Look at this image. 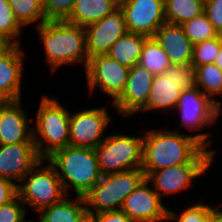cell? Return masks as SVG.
<instances>
[{
    "label": "cell",
    "instance_id": "obj_1",
    "mask_svg": "<svg viewBox=\"0 0 222 222\" xmlns=\"http://www.w3.org/2000/svg\"><path fill=\"white\" fill-rule=\"evenodd\" d=\"M189 134V135H188ZM205 147L190 133L178 130L148 129L143 134L141 169L150 172L169 166L191 163Z\"/></svg>",
    "mask_w": 222,
    "mask_h": 222
},
{
    "label": "cell",
    "instance_id": "obj_2",
    "mask_svg": "<svg viewBox=\"0 0 222 222\" xmlns=\"http://www.w3.org/2000/svg\"><path fill=\"white\" fill-rule=\"evenodd\" d=\"M51 73L65 65L88 64L84 27L65 20L45 21L35 28Z\"/></svg>",
    "mask_w": 222,
    "mask_h": 222
},
{
    "label": "cell",
    "instance_id": "obj_3",
    "mask_svg": "<svg viewBox=\"0 0 222 222\" xmlns=\"http://www.w3.org/2000/svg\"><path fill=\"white\" fill-rule=\"evenodd\" d=\"M55 168L66 195L84 197L99 181L102 174L94 148L66 146L46 158Z\"/></svg>",
    "mask_w": 222,
    "mask_h": 222
},
{
    "label": "cell",
    "instance_id": "obj_4",
    "mask_svg": "<svg viewBox=\"0 0 222 222\" xmlns=\"http://www.w3.org/2000/svg\"><path fill=\"white\" fill-rule=\"evenodd\" d=\"M36 121L32 125L33 141L38 156L46 159L53 152L69 146L70 112L56 98L41 97Z\"/></svg>",
    "mask_w": 222,
    "mask_h": 222
},
{
    "label": "cell",
    "instance_id": "obj_5",
    "mask_svg": "<svg viewBox=\"0 0 222 222\" xmlns=\"http://www.w3.org/2000/svg\"><path fill=\"white\" fill-rule=\"evenodd\" d=\"M17 192L27 212L30 208L36 213L67 196L55 168L46 159H40L21 180Z\"/></svg>",
    "mask_w": 222,
    "mask_h": 222
},
{
    "label": "cell",
    "instance_id": "obj_6",
    "mask_svg": "<svg viewBox=\"0 0 222 222\" xmlns=\"http://www.w3.org/2000/svg\"><path fill=\"white\" fill-rule=\"evenodd\" d=\"M146 178L141 168L102 175L84 196L88 213L119 211L125 198Z\"/></svg>",
    "mask_w": 222,
    "mask_h": 222
},
{
    "label": "cell",
    "instance_id": "obj_7",
    "mask_svg": "<svg viewBox=\"0 0 222 222\" xmlns=\"http://www.w3.org/2000/svg\"><path fill=\"white\" fill-rule=\"evenodd\" d=\"M195 87L192 64L170 65L163 74L155 75L146 104L137 112L173 113L183 90ZM157 110V111H156Z\"/></svg>",
    "mask_w": 222,
    "mask_h": 222
},
{
    "label": "cell",
    "instance_id": "obj_8",
    "mask_svg": "<svg viewBox=\"0 0 222 222\" xmlns=\"http://www.w3.org/2000/svg\"><path fill=\"white\" fill-rule=\"evenodd\" d=\"M174 111L179 113L178 117H180V124L178 123L177 129L174 130L178 131L183 127L187 131H194L191 135L205 148L210 149L214 141L210 138L211 132L199 133V131L207 126L217 127V120L221 117L219 107L195 86L182 91ZM197 131L198 133L195 134Z\"/></svg>",
    "mask_w": 222,
    "mask_h": 222
},
{
    "label": "cell",
    "instance_id": "obj_9",
    "mask_svg": "<svg viewBox=\"0 0 222 222\" xmlns=\"http://www.w3.org/2000/svg\"><path fill=\"white\" fill-rule=\"evenodd\" d=\"M216 150L205 148L191 163L169 166L150 172L146 179L163 200V196H171L193 187V180L201 178L215 163ZM214 161V162H213Z\"/></svg>",
    "mask_w": 222,
    "mask_h": 222
},
{
    "label": "cell",
    "instance_id": "obj_10",
    "mask_svg": "<svg viewBox=\"0 0 222 222\" xmlns=\"http://www.w3.org/2000/svg\"><path fill=\"white\" fill-rule=\"evenodd\" d=\"M95 151L102 175L141 168L143 136L107 134Z\"/></svg>",
    "mask_w": 222,
    "mask_h": 222
},
{
    "label": "cell",
    "instance_id": "obj_11",
    "mask_svg": "<svg viewBox=\"0 0 222 222\" xmlns=\"http://www.w3.org/2000/svg\"><path fill=\"white\" fill-rule=\"evenodd\" d=\"M129 69L107 54L89 58L84 70L89 95H93L96 88L105 95H109L113 103L125 88Z\"/></svg>",
    "mask_w": 222,
    "mask_h": 222
},
{
    "label": "cell",
    "instance_id": "obj_12",
    "mask_svg": "<svg viewBox=\"0 0 222 222\" xmlns=\"http://www.w3.org/2000/svg\"><path fill=\"white\" fill-rule=\"evenodd\" d=\"M107 109L102 106L70 112L69 145L95 149L107 137L104 132L112 119Z\"/></svg>",
    "mask_w": 222,
    "mask_h": 222
},
{
    "label": "cell",
    "instance_id": "obj_13",
    "mask_svg": "<svg viewBox=\"0 0 222 222\" xmlns=\"http://www.w3.org/2000/svg\"><path fill=\"white\" fill-rule=\"evenodd\" d=\"M129 32L153 37L166 23L164 0H126L119 5Z\"/></svg>",
    "mask_w": 222,
    "mask_h": 222
},
{
    "label": "cell",
    "instance_id": "obj_14",
    "mask_svg": "<svg viewBox=\"0 0 222 222\" xmlns=\"http://www.w3.org/2000/svg\"><path fill=\"white\" fill-rule=\"evenodd\" d=\"M145 178L124 200L121 211L137 222H166L168 207Z\"/></svg>",
    "mask_w": 222,
    "mask_h": 222
},
{
    "label": "cell",
    "instance_id": "obj_15",
    "mask_svg": "<svg viewBox=\"0 0 222 222\" xmlns=\"http://www.w3.org/2000/svg\"><path fill=\"white\" fill-rule=\"evenodd\" d=\"M88 58L108 53L110 47L128 30L123 11L118 8L102 20L84 27Z\"/></svg>",
    "mask_w": 222,
    "mask_h": 222
},
{
    "label": "cell",
    "instance_id": "obj_16",
    "mask_svg": "<svg viewBox=\"0 0 222 222\" xmlns=\"http://www.w3.org/2000/svg\"><path fill=\"white\" fill-rule=\"evenodd\" d=\"M155 75L139 64L129 69L128 79L121 95L111 103L114 111L129 118L146 104Z\"/></svg>",
    "mask_w": 222,
    "mask_h": 222
},
{
    "label": "cell",
    "instance_id": "obj_17",
    "mask_svg": "<svg viewBox=\"0 0 222 222\" xmlns=\"http://www.w3.org/2000/svg\"><path fill=\"white\" fill-rule=\"evenodd\" d=\"M22 45H6L0 50V102L23 99L22 79L25 52Z\"/></svg>",
    "mask_w": 222,
    "mask_h": 222
},
{
    "label": "cell",
    "instance_id": "obj_18",
    "mask_svg": "<svg viewBox=\"0 0 222 222\" xmlns=\"http://www.w3.org/2000/svg\"><path fill=\"white\" fill-rule=\"evenodd\" d=\"M21 100L0 102V145L34 143L32 121Z\"/></svg>",
    "mask_w": 222,
    "mask_h": 222
},
{
    "label": "cell",
    "instance_id": "obj_19",
    "mask_svg": "<svg viewBox=\"0 0 222 222\" xmlns=\"http://www.w3.org/2000/svg\"><path fill=\"white\" fill-rule=\"evenodd\" d=\"M40 159L35 143L0 145V177L18 186Z\"/></svg>",
    "mask_w": 222,
    "mask_h": 222
},
{
    "label": "cell",
    "instance_id": "obj_20",
    "mask_svg": "<svg viewBox=\"0 0 222 222\" xmlns=\"http://www.w3.org/2000/svg\"><path fill=\"white\" fill-rule=\"evenodd\" d=\"M153 37L167 54L171 65L191 64L193 44L181 25L165 23Z\"/></svg>",
    "mask_w": 222,
    "mask_h": 222
},
{
    "label": "cell",
    "instance_id": "obj_21",
    "mask_svg": "<svg viewBox=\"0 0 222 222\" xmlns=\"http://www.w3.org/2000/svg\"><path fill=\"white\" fill-rule=\"evenodd\" d=\"M119 8L115 0H75L73 9L65 21L85 27L102 20Z\"/></svg>",
    "mask_w": 222,
    "mask_h": 222
},
{
    "label": "cell",
    "instance_id": "obj_22",
    "mask_svg": "<svg viewBox=\"0 0 222 222\" xmlns=\"http://www.w3.org/2000/svg\"><path fill=\"white\" fill-rule=\"evenodd\" d=\"M70 195L61 201L43 208L38 214L39 222H79L87 212L84 197Z\"/></svg>",
    "mask_w": 222,
    "mask_h": 222
},
{
    "label": "cell",
    "instance_id": "obj_23",
    "mask_svg": "<svg viewBox=\"0 0 222 222\" xmlns=\"http://www.w3.org/2000/svg\"><path fill=\"white\" fill-rule=\"evenodd\" d=\"M147 38L145 35L127 31L110 47L107 55L121 65L131 68L138 64Z\"/></svg>",
    "mask_w": 222,
    "mask_h": 222
},
{
    "label": "cell",
    "instance_id": "obj_24",
    "mask_svg": "<svg viewBox=\"0 0 222 222\" xmlns=\"http://www.w3.org/2000/svg\"><path fill=\"white\" fill-rule=\"evenodd\" d=\"M195 86L219 108L222 106L217 98L222 95V70L216 64L195 67Z\"/></svg>",
    "mask_w": 222,
    "mask_h": 222
},
{
    "label": "cell",
    "instance_id": "obj_25",
    "mask_svg": "<svg viewBox=\"0 0 222 222\" xmlns=\"http://www.w3.org/2000/svg\"><path fill=\"white\" fill-rule=\"evenodd\" d=\"M205 0H164L166 23L182 25L204 12Z\"/></svg>",
    "mask_w": 222,
    "mask_h": 222
},
{
    "label": "cell",
    "instance_id": "obj_26",
    "mask_svg": "<svg viewBox=\"0 0 222 222\" xmlns=\"http://www.w3.org/2000/svg\"><path fill=\"white\" fill-rule=\"evenodd\" d=\"M138 64L153 75L163 74L171 65L167 54L154 37L145 40Z\"/></svg>",
    "mask_w": 222,
    "mask_h": 222
},
{
    "label": "cell",
    "instance_id": "obj_27",
    "mask_svg": "<svg viewBox=\"0 0 222 222\" xmlns=\"http://www.w3.org/2000/svg\"><path fill=\"white\" fill-rule=\"evenodd\" d=\"M8 3L23 27L35 23L37 28L47 21L43 12V0H8Z\"/></svg>",
    "mask_w": 222,
    "mask_h": 222
},
{
    "label": "cell",
    "instance_id": "obj_28",
    "mask_svg": "<svg viewBox=\"0 0 222 222\" xmlns=\"http://www.w3.org/2000/svg\"><path fill=\"white\" fill-rule=\"evenodd\" d=\"M22 29L8 0H0V40L6 45H21Z\"/></svg>",
    "mask_w": 222,
    "mask_h": 222
},
{
    "label": "cell",
    "instance_id": "obj_29",
    "mask_svg": "<svg viewBox=\"0 0 222 222\" xmlns=\"http://www.w3.org/2000/svg\"><path fill=\"white\" fill-rule=\"evenodd\" d=\"M181 26L193 45L219 36L205 12L183 23Z\"/></svg>",
    "mask_w": 222,
    "mask_h": 222
},
{
    "label": "cell",
    "instance_id": "obj_30",
    "mask_svg": "<svg viewBox=\"0 0 222 222\" xmlns=\"http://www.w3.org/2000/svg\"><path fill=\"white\" fill-rule=\"evenodd\" d=\"M194 203L185 208L181 213L177 214L176 211H173L169 208L167 214V221H176V222H207L210 210L216 205L215 203L206 204V203Z\"/></svg>",
    "mask_w": 222,
    "mask_h": 222
},
{
    "label": "cell",
    "instance_id": "obj_31",
    "mask_svg": "<svg viewBox=\"0 0 222 222\" xmlns=\"http://www.w3.org/2000/svg\"><path fill=\"white\" fill-rule=\"evenodd\" d=\"M221 46L222 35L194 44L191 64L196 67L214 63Z\"/></svg>",
    "mask_w": 222,
    "mask_h": 222
},
{
    "label": "cell",
    "instance_id": "obj_32",
    "mask_svg": "<svg viewBox=\"0 0 222 222\" xmlns=\"http://www.w3.org/2000/svg\"><path fill=\"white\" fill-rule=\"evenodd\" d=\"M74 3L75 0H43L46 20H65L70 15Z\"/></svg>",
    "mask_w": 222,
    "mask_h": 222
},
{
    "label": "cell",
    "instance_id": "obj_33",
    "mask_svg": "<svg viewBox=\"0 0 222 222\" xmlns=\"http://www.w3.org/2000/svg\"><path fill=\"white\" fill-rule=\"evenodd\" d=\"M27 214L26 207L18 195L0 206V222H24Z\"/></svg>",
    "mask_w": 222,
    "mask_h": 222
},
{
    "label": "cell",
    "instance_id": "obj_34",
    "mask_svg": "<svg viewBox=\"0 0 222 222\" xmlns=\"http://www.w3.org/2000/svg\"><path fill=\"white\" fill-rule=\"evenodd\" d=\"M204 12L214 29L219 35H222V0H205Z\"/></svg>",
    "mask_w": 222,
    "mask_h": 222
},
{
    "label": "cell",
    "instance_id": "obj_35",
    "mask_svg": "<svg viewBox=\"0 0 222 222\" xmlns=\"http://www.w3.org/2000/svg\"><path fill=\"white\" fill-rule=\"evenodd\" d=\"M95 222H137L131 219L128 215L119 211H104V212H95L90 213Z\"/></svg>",
    "mask_w": 222,
    "mask_h": 222
},
{
    "label": "cell",
    "instance_id": "obj_36",
    "mask_svg": "<svg viewBox=\"0 0 222 222\" xmlns=\"http://www.w3.org/2000/svg\"><path fill=\"white\" fill-rule=\"evenodd\" d=\"M17 195V186L11 181L0 177V206L10 202Z\"/></svg>",
    "mask_w": 222,
    "mask_h": 222
},
{
    "label": "cell",
    "instance_id": "obj_37",
    "mask_svg": "<svg viewBox=\"0 0 222 222\" xmlns=\"http://www.w3.org/2000/svg\"><path fill=\"white\" fill-rule=\"evenodd\" d=\"M220 204H216L209 212L207 222H222V210Z\"/></svg>",
    "mask_w": 222,
    "mask_h": 222
},
{
    "label": "cell",
    "instance_id": "obj_38",
    "mask_svg": "<svg viewBox=\"0 0 222 222\" xmlns=\"http://www.w3.org/2000/svg\"><path fill=\"white\" fill-rule=\"evenodd\" d=\"M214 64H216L222 70V46L219 50V53L216 55Z\"/></svg>",
    "mask_w": 222,
    "mask_h": 222
},
{
    "label": "cell",
    "instance_id": "obj_39",
    "mask_svg": "<svg viewBox=\"0 0 222 222\" xmlns=\"http://www.w3.org/2000/svg\"><path fill=\"white\" fill-rule=\"evenodd\" d=\"M79 222H95V219L90 213L86 212Z\"/></svg>",
    "mask_w": 222,
    "mask_h": 222
},
{
    "label": "cell",
    "instance_id": "obj_40",
    "mask_svg": "<svg viewBox=\"0 0 222 222\" xmlns=\"http://www.w3.org/2000/svg\"><path fill=\"white\" fill-rule=\"evenodd\" d=\"M5 46L6 44L0 40V50H2Z\"/></svg>",
    "mask_w": 222,
    "mask_h": 222
},
{
    "label": "cell",
    "instance_id": "obj_41",
    "mask_svg": "<svg viewBox=\"0 0 222 222\" xmlns=\"http://www.w3.org/2000/svg\"><path fill=\"white\" fill-rule=\"evenodd\" d=\"M24 222H39V221H35V219H32V218L29 219V218H28V219H26Z\"/></svg>",
    "mask_w": 222,
    "mask_h": 222
},
{
    "label": "cell",
    "instance_id": "obj_42",
    "mask_svg": "<svg viewBox=\"0 0 222 222\" xmlns=\"http://www.w3.org/2000/svg\"><path fill=\"white\" fill-rule=\"evenodd\" d=\"M119 5L126 0H115Z\"/></svg>",
    "mask_w": 222,
    "mask_h": 222
},
{
    "label": "cell",
    "instance_id": "obj_43",
    "mask_svg": "<svg viewBox=\"0 0 222 222\" xmlns=\"http://www.w3.org/2000/svg\"><path fill=\"white\" fill-rule=\"evenodd\" d=\"M220 115H222V106L219 108Z\"/></svg>",
    "mask_w": 222,
    "mask_h": 222
}]
</instances>
